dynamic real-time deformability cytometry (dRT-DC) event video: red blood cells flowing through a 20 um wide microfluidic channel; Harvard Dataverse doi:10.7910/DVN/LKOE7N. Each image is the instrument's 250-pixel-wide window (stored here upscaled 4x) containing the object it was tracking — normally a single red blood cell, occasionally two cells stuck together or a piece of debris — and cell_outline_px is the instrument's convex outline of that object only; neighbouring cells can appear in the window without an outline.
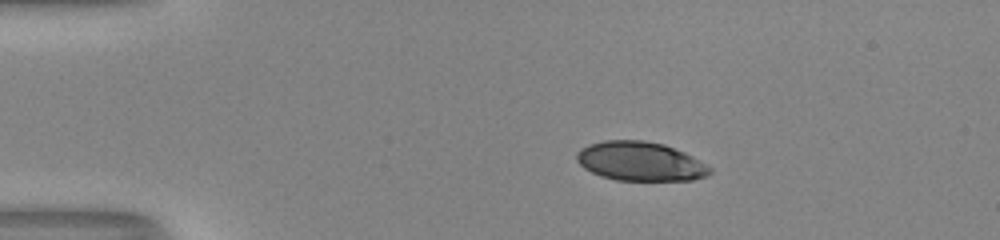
{"species": "human", "species_latin": "Homo sapiens", "temperature_condition": "room temperature", "stored_images_in_passage": 44, "camera_frame_rate_fps": 3000, "um_per_image_px": 0.085, "donor": {"sex": "male"}, "frame": {"image": 1, "passage_image": 5, "time_ms": 1.333, "image_size_px": [1000, 240], "cell_outline_px": [[696, 176], [672, 180], [632, 180], [608, 176], [596, 172], [584, 164], [580, 160], [584, 152], [588, 148], [600, 144], [656, 144], [668, 148], [676, 152], [680, 156]], "centroid_in_image_um": [54.11, 13.77], "position_along_channel_um": 30.9, "area_um2": 23.35}}
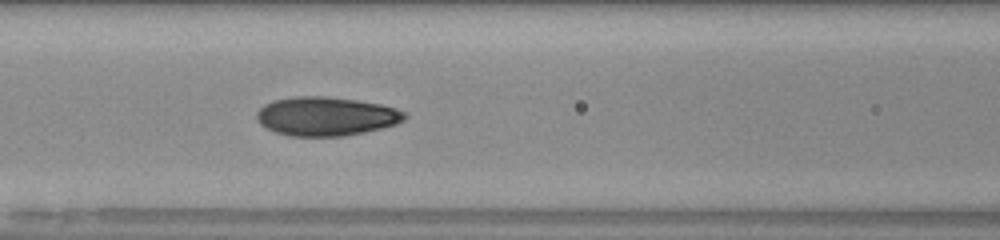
{"frame": {"image": 2, "passage_image": 18, "time_ms": 5.667, "image_size_px": [1000, 240], "cell_outline_px": [[400, 116], [396, 120], [388, 124], [348, 132], [288, 132], [276, 128], [268, 124], [264, 120], [264, 112], [268, 108], [276, 104], [292, 100], [336, 100], [364, 104], [388, 108], [396, 112]], "centroid_in_image_um": [27.79, 9.88], "position_along_channel_um": 138.8, "area_um2": 25.2}}
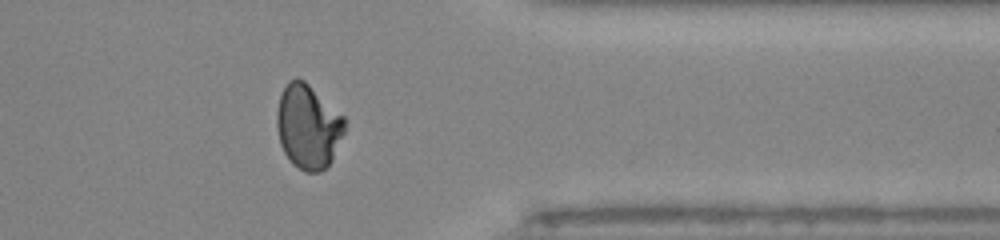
{"frame": {"image": 3, "passage_image": 37, "time_ms": 12.0, "image_size_px": [1000, 240], "cell_outline_px": [[344, 120], [328, 160], [320, 168], [304, 168], [292, 160], [284, 148], [280, 136], [280, 104], [284, 92], [296, 80], [300, 80]], "centroid_in_image_um": [26.15, 10.75], "position_along_channel_um": 385.2, "area_um2": 27.92}}